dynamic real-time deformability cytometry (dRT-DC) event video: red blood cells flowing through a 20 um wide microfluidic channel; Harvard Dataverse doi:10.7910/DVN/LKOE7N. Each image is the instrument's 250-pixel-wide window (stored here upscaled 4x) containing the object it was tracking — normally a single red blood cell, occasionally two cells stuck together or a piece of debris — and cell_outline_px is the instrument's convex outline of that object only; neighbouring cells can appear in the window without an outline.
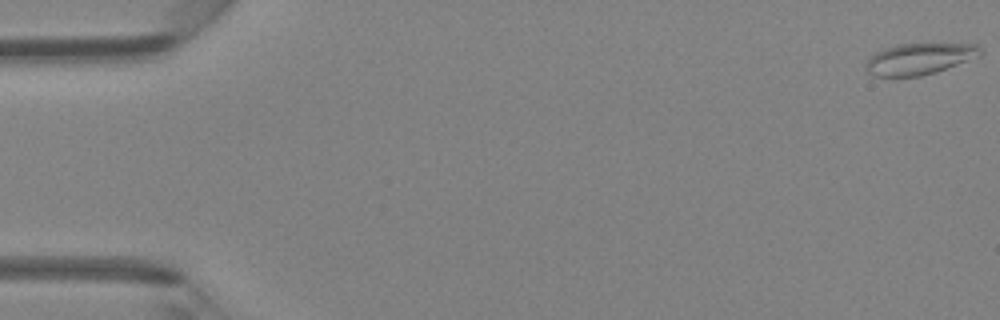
{"species": "Egyptian fruit bat (a non-hibernating species)", "species_latin": "Rousettus aegyptiacus", "temperature_condition": "room temperature", "stored_images_in_passage": 48, "camera_frame_rate_fps": 3000, "um_per_image_px": 0.085, "animal": {"sex": "female"}, "frame": {"image": 1, "passage_image": 1, "time_ms": 0.0, "image_size_px": [1000, 320], "cell_outline_px": [[980, 56], [936, 72], [920, 76], [872, 76], [864, 68], [864, 64], [876, 52], [884, 48], [896, 44], [976, 44], [980, 48]], "centroid_in_image_um": [78.11, 5.01], "position_along_channel_um": 6.9, "area_um2": 20.75}}
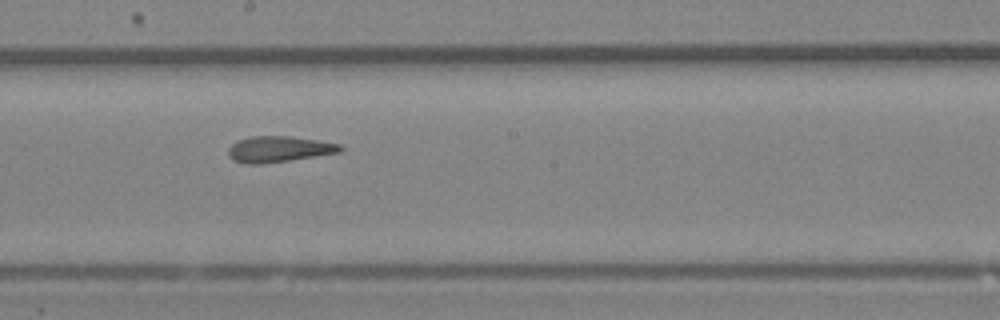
{"frame": {"image": 2, "passage_image": 27, "time_ms": 8.667, "image_size_px": [1000, 320], "cell_outline_px": [[344, 148], [340, 152], [316, 156], [260, 164], [244, 164], [232, 160], [228, 156], [228, 148], [232, 144], [248, 136], [288, 136], [316, 140], [340, 144]], "centroid_in_image_um": [23.67, 12.68], "position_along_channel_um": 224.5, "area_um2": 16.88}}
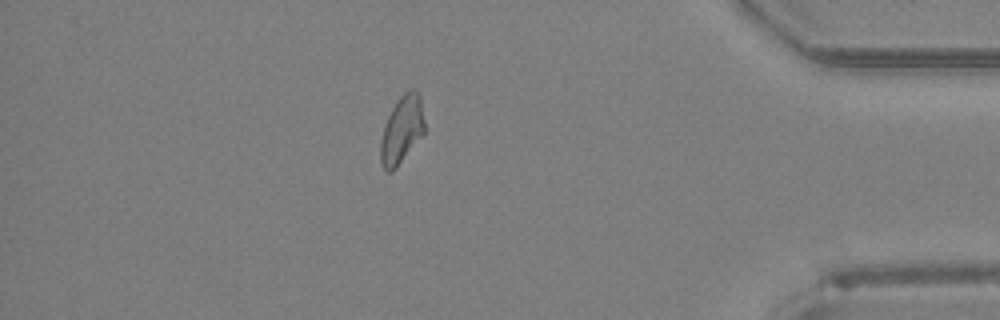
{"frame": {"image": 3, "passage_image": 42, "time_ms": 13.667, "image_size_px": [1000, 320], "cell_outline_px": [[424, 132], [396, 168], [392, 172], [388, 172], [380, 164], [380, 140], [384, 124], [396, 100], [404, 92], [412, 88], [420, 96], [424, 120]], "centroid_in_image_um": [34.12, 11.03], "position_along_channel_um": 401.1, "area_um2": 17.22}, "authors_computed_cell_mechanics": {"area_um2": 17.6868, "velocity_mm_per_s": 4.291, "shape_relaxation_time_tau1_ms": null, "shape_relaxation_time_tau2_ms": 1.7293, "deformation_change_tau1": null, "deformation_change_tau2": 0.0909}}